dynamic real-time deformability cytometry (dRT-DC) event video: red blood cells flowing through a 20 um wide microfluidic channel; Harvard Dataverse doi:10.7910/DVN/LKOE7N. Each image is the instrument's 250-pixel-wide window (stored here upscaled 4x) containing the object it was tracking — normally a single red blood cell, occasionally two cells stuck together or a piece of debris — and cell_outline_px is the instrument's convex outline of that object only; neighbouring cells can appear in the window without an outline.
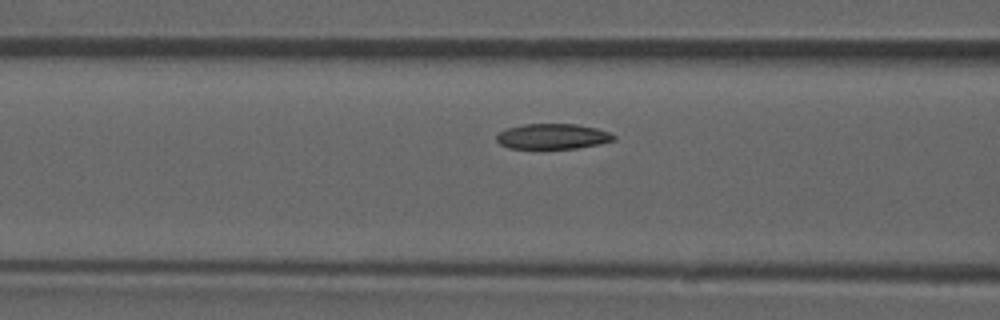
{"species": "common noctule bat (a hibernating species)", "species_latin": "Nyctalus noctula", "temperature_condition": "room temperature", "stored_images_in_passage": 23, "camera_frame_rate_fps": 3000, "um_per_image_px": 0.085, "animal": {"sex": "male", "forearm_length_mm": 52.5}, "frame": {"image": 1, "passage_image": 18, "time_ms": 5.667, "image_size_px": [1000, 320], "cell_outline_px": [[616, 140], [600, 144], [576, 148], [508, 148], [500, 144], [496, 140], [496, 136], [500, 132], [508, 128], [524, 124], [576, 124], [596, 128], [608, 132], [616, 136]], "centroid_in_image_um": [46.99, 11.59], "position_along_channel_um": 119.6, "area_um2": 17.22}}